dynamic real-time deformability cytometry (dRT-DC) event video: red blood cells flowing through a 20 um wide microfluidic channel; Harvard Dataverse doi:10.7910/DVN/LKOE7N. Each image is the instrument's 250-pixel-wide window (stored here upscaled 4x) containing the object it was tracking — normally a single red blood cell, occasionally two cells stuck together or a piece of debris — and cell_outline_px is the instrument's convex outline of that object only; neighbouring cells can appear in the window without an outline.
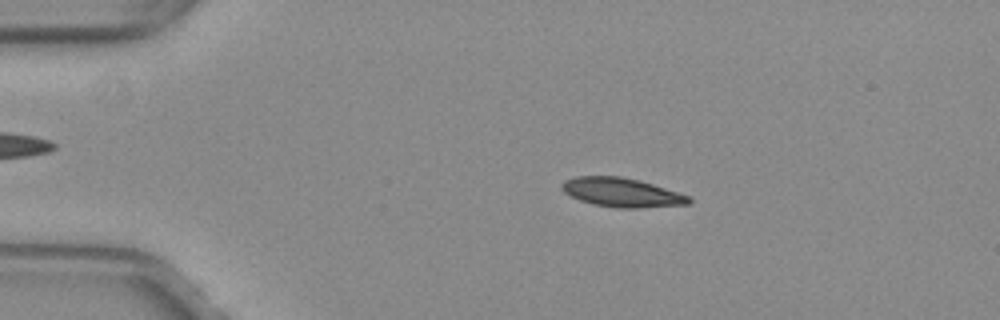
{"species": "common noctule bat (a hibernating species)", "species_latin": "Nyctalus noctula", "temperature_condition": "warm", "stored_images_in_passage": 45, "camera_frame_rate_fps": 3000, "um_per_image_px": 0.085, "animal": {"sex": "female", "body_mass_g": 29.2, "forearm_length_mm": 56.3}, "frame": {"image": 1, "passage_image": 3, "time_ms": 0.667, "image_size_px": [1000, 320], "cell_outline_px": [[692, 200], [688, 204], [640, 208], [616, 208], [592, 204], [580, 200], [564, 192], [560, 188], [560, 184], [564, 180], [576, 176], [620, 176], [640, 180], [692, 196]], "centroid_in_image_um": [52.86, 16.35], "position_along_channel_um": 32.1, "area_um2": 21.73}}
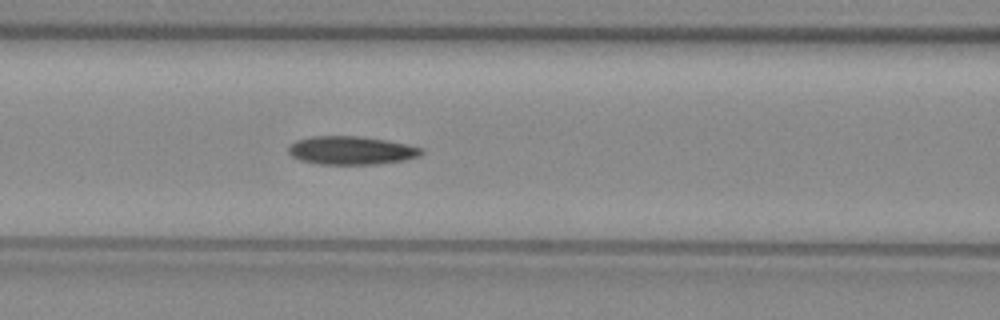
{"frame": {"image": 2, "passage_image": 15, "time_ms": 4.667, "image_size_px": [1000, 320], "cell_outline_px": [[424, 152], [420, 156], [404, 160], [376, 164], [316, 164], [300, 160], [292, 156], [288, 152], [288, 144], [296, 140], [312, 136], [356, 136], [384, 140], [424, 148]], "centroid_in_image_um": [29.82, 12.79], "position_along_channel_um": 136.8, "area_um2": 21.96}}
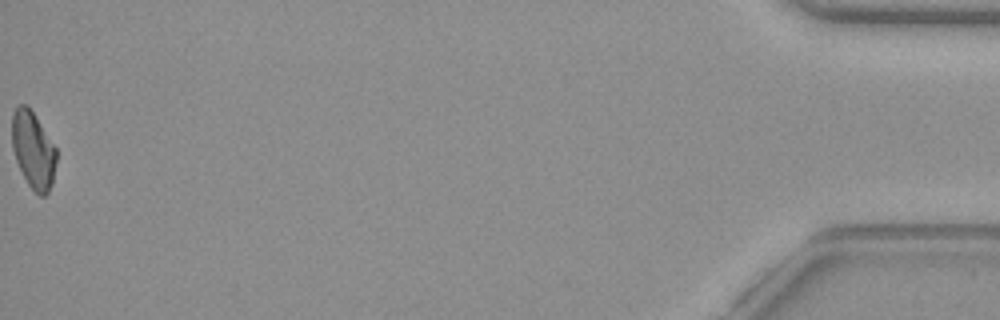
{"frame": {"image": 3, "passage_image": 45, "time_ms": 14.667, "image_size_px": [1000, 320], "cell_outline_px": [[56, 160], [52, 184], [48, 192], [44, 196], [40, 196], [28, 184], [16, 160], [12, 148], [12, 112], [20, 104], [24, 104], [32, 112], [56, 148]], "centroid_in_image_um": [2.81, 12.77], "position_along_channel_um": 432.4, "area_um2": 19.48}}